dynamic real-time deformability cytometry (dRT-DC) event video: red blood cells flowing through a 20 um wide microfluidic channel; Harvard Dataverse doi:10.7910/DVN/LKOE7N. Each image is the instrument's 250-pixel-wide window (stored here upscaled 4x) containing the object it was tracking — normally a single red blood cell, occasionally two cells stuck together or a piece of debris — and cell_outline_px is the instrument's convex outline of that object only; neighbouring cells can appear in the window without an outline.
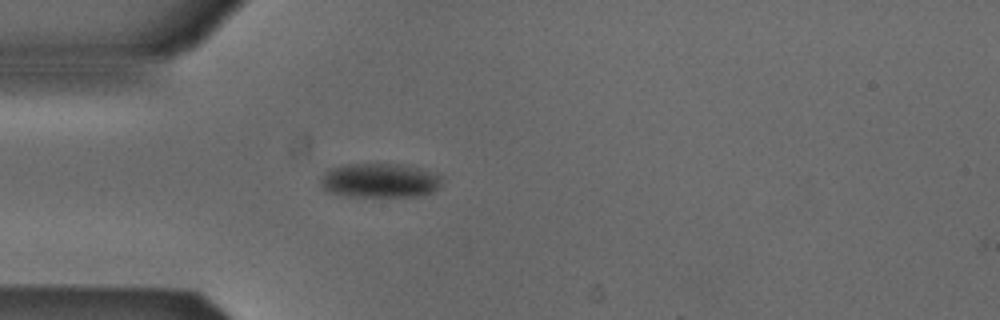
{"species": "Egyptian fruit bat (a non-hibernating species)", "species_latin": "Rousettus aegyptiacus", "temperature_condition": "cold", "stored_images_in_passage": 3, "camera_frame_rate_fps": 3000, "um_per_image_px": 0.085, "animal": {"sex": "male"}, "frame": {"image": 1, "passage_image": 3, "time_ms": 0.667, "image_size_px": [1000, 320], "cell_outline_px": [[440, 184], [432, 192], [424, 196], [344, 196], [324, 192], [320, 184], [320, 176], [328, 168], [348, 164], [396, 164], [416, 168], [440, 176]], "centroid_in_image_um": [32.15, 15.36], "position_along_channel_um": 52.8, "area_um2": 24.22}}